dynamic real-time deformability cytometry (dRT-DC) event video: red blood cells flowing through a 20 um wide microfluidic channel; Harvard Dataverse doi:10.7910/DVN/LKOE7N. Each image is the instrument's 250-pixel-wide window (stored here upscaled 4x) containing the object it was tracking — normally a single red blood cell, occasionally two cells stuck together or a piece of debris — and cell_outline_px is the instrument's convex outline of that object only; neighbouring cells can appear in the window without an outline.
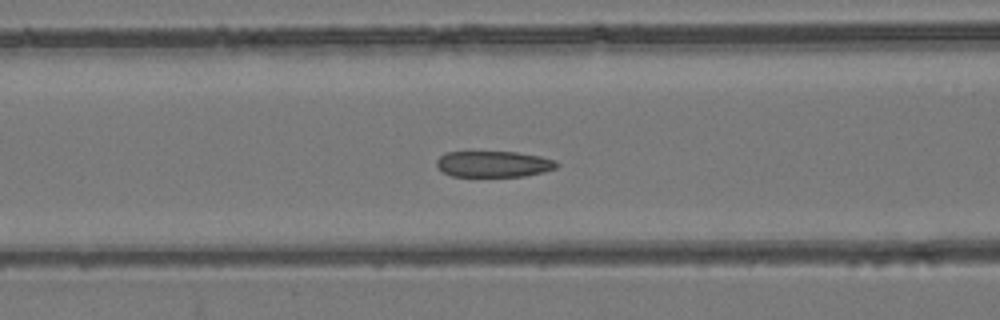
{"species": "common noctule bat (a hibernating species)", "species_latin": "Nyctalus noctula", "temperature_condition": "room temperature", "stored_images_in_passage": 54, "camera_frame_rate_fps": 3000, "um_per_image_px": 0.085, "animal": {"sex": "female", "body_mass_g": 24.6, "forearm_length_mm": 56.2}, "frame": {"image": 1, "passage_image": 22, "time_ms": 7.0, "image_size_px": [1000, 320], "cell_outline_px": [[560, 164], [556, 168], [544, 172], [524, 176], [452, 176], [444, 172], [436, 164], [436, 160], [444, 152], [516, 152], [540, 156], [556, 160]], "centroid_in_image_um": [41.99, 13.94], "position_along_channel_um": 124.6, "area_um2": 18.26}}
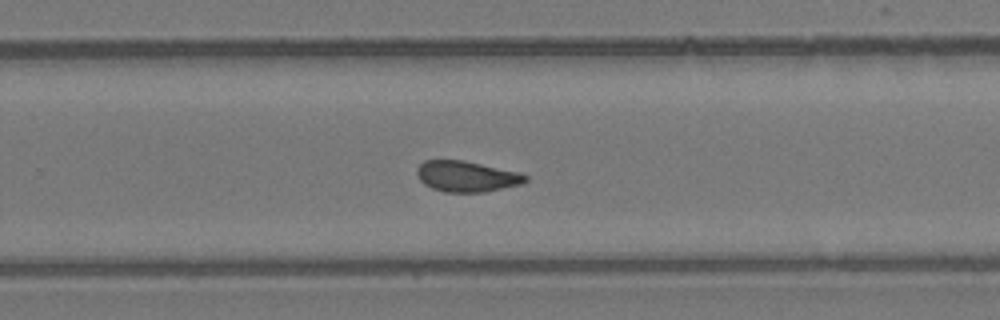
{"frame": {"image": 2, "passage_image": 35, "time_ms": 11.333, "image_size_px": [1000, 320], "cell_outline_px": [[528, 180], [524, 184], [484, 192], [444, 192], [432, 188], [424, 184], [420, 180], [416, 172], [416, 168], [424, 160], [464, 160], [520, 172], [528, 176]], "centroid_in_image_um": [39.69, 14.99], "position_along_channel_um": 290.1, "area_um2": 19.71}}
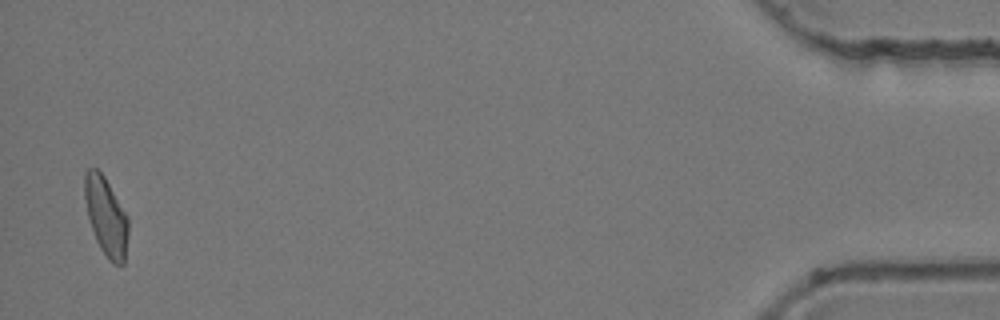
{"frame": {"image": 3, "passage_image": 53, "time_ms": 17.333, "image_size_px": [1000, 320], "cell_outline_px": [[128, 236], [124, 264], [112, 264], [108, 260], [100, 248], [96, 240], [88, 216], [84, 196], [84, 172], [88, 168], [96, 168], [104, 176], [128, 216]], "centroid_in_image_um": [9.02, 18.4], "position_along_channel_um": 426.2, "area_um2": 20.0}, "authors_computed_cell_mechanics": {"area_um2": 20.1144, "velocity_mm_per_s": 3.839, "shape_relaxation_time_tau1_ms": null, "shape_relaxation_time_tau2_ms": 1.9197, "deformation_change_tau1": null, "deformation_change_tau2": 0.0995}}